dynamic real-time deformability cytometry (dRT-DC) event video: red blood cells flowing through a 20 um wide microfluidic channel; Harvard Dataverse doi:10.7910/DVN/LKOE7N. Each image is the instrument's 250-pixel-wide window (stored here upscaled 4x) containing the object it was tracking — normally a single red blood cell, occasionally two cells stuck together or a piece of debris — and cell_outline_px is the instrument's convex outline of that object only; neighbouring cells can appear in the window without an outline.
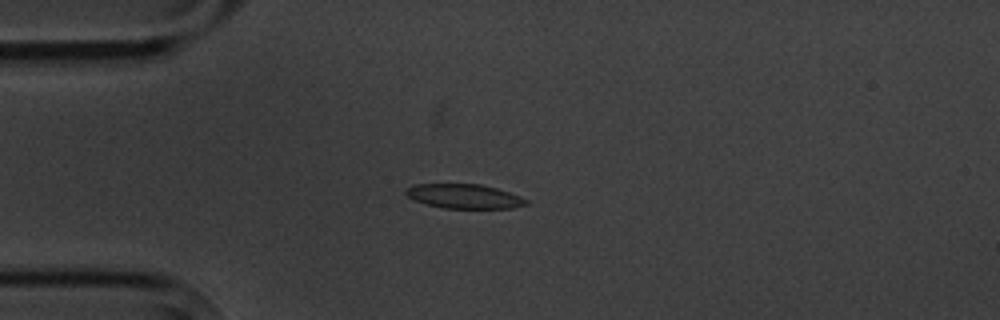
{"species": "common noctule bat (a hibernating species)", "species_latin": "Nyctalus noctula", "temperature_condition": "cold", "stored_images_in_passage": 10, "camera_frame_rate_fps": 3000, "um_per_image_px": 0.085, "animal": {"sex": "male", "body_mass_g": 20.1, "forearm_length_mm": 53.5}, "frame": {"image": 1, "passage_image": 4, "time_ms": 3.333, "image_size_px": [1000, 320], "cell_outline_px": [[528, 204], [512, 208], [444, 208], [428, 204], [416, 200], [408, 196], [404, 192], [408, 188], [416, 184], [480, 184], [496, 188], [520, 196], [528, 200]], "centroid_in_image_um": [39.49, 16.68], "position_along_channel_um": 45.5, "area_um2": 16.82}}
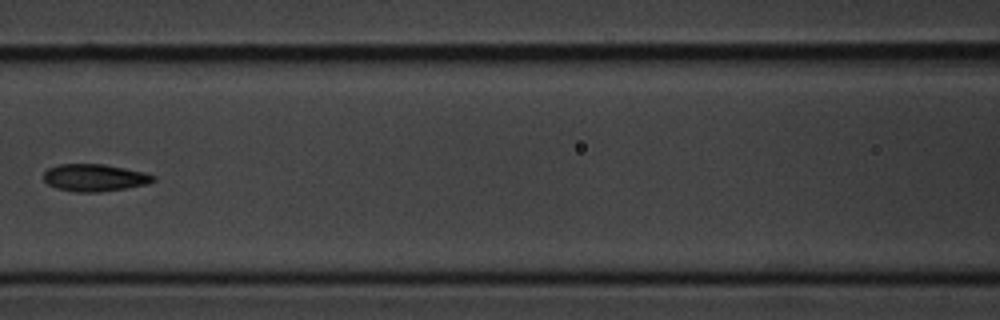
{"frame": {"image": 2, "passage_image": 7, "time_ms": 7.0, "image_size_px": [1000, 320], "cell_outline_px": [[156, 180], [144, 184], [124, 188], [96, 192], [76, 192], [56, 188], [48, 184], [44, 180], [44, 172], [48, 168], [60, 164], [104, 164], [144, 172], [156, 176]], "centroid_in_image_um": [8.02, 15.09], "position_along_channel_um": 158.6, "area_um2": 17.22}}
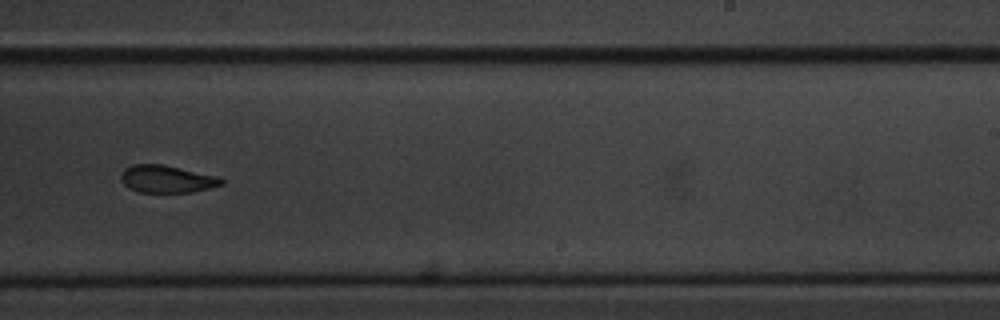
{"frame": {"image": 3, "passage_image": 10, "time_ms": 10.333, "image_size_px": [1000, 320], "cell_outline_px": [[224, 184], [192, 192], [136, 192], [128, 188], [120, 180], [120, 172], [124, 168], [132, 164], [164, 164], [220, 176], [224, 180]], "centroid_in_image_um": [14.16, 15.2], "position_along_channel_um": 274.8, "area_um2": 16.42}}